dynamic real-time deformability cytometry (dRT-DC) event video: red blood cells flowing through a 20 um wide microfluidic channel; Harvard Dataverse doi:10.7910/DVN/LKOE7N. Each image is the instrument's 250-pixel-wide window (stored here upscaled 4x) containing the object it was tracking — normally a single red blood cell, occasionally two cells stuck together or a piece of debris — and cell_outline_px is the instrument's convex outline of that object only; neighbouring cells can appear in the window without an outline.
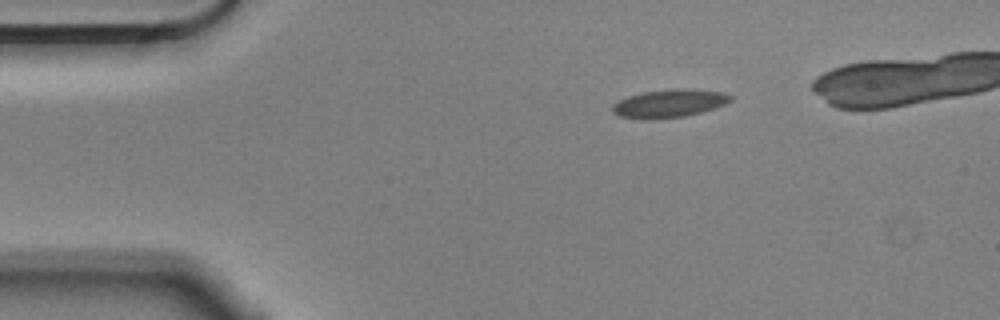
{"species": "Egyptian fruit bat (a non-hibernating species)", "species_latin": "Rousettus aegyptiacus", "temperature_condition": "cold", "stored_images_in_passage": 7, "segment_of_instrument_passage": [1, 2], "camera_frame_rate_fps": 3000, "um_per_image_px": 0.085, "animal": {"sex": "male"}, "frame": {"image": 1, "passage_image": 1, "time_ms": 0.0, "image_size_px": [1000, 320], "cell_outline_px": [[732, 100], [724, 104], [700, 112], [684, 116], [652, 120], [640, 120], [620, 116], [612, 112], [612, 104], [628, 96], [644, 92], [676, 88], [684, 88], [720, 92], [732, 96]], "centroid_in_image_um": [56.82, 8.8], "position_along_channel_um": 28.2, "area_um2": 19.25}}
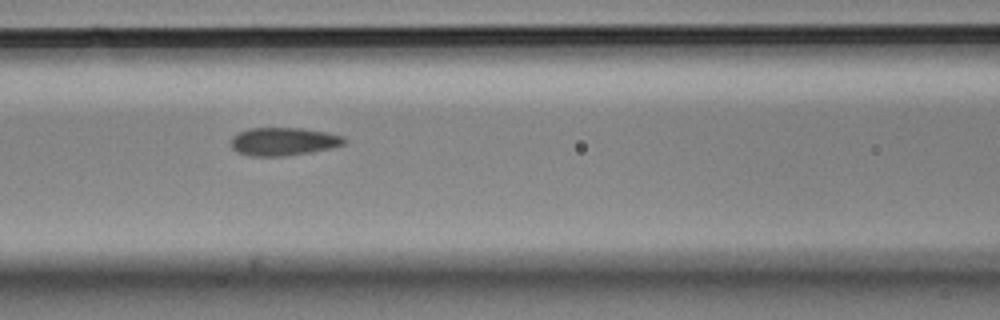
{"frame": {"image": 2, "passage_image": 5, "time_ms": 1.333, "image_size_px": [1000, 320], "cell_outline_px": [[344, 144], [332, 148], [312, 152], [284, 156], [252, 156], [236, 152], [232, 148], [232, 136], [248, 128], [300, 128], [324, 132], [344, 136]], "centroid_in_image_um": [24.08, 12.03], "position_along_channel_um": 142.5, "area_um2": 18.44}}
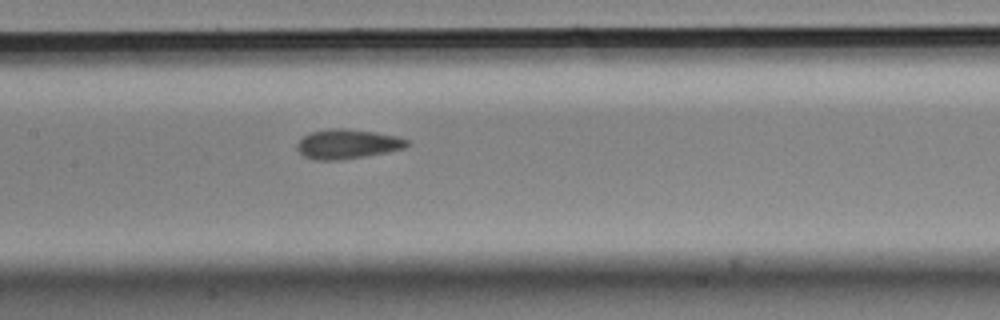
{"frame": {"image": 3, "passage_image": 6, "time_ms": 1.667, "image_size_px": [1000, 320], "cell_outline_px": [[412, 144], [404, 148], [388, 152], [340, 160], [312, 160], [304, 156], [296, 148], [296, 144], [304, 136], [312, 132], [332, 128], [340, 128], [376, 132], [396, 136], [408, 140]], "centroid_in_image_um": [29.54, 12.25], "position_along_channel_um": 177.9, "area_um2": 18.9}}